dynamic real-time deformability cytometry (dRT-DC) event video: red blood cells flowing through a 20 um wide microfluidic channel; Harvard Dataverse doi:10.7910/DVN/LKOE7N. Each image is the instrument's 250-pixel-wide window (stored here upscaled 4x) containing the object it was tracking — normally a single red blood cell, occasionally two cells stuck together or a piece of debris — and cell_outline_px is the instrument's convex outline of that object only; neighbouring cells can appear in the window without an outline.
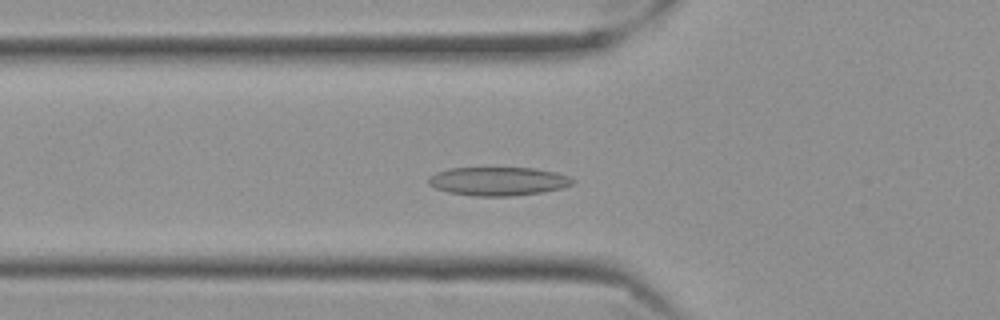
{"species": "Egyptian fruit bat (a non-hibernating species)", "species_latin": "Rousettus aegyptiacus", "temperature_condition": "cold", "stored_images_in_passage": 47, "camera_frame_rate_fps": 3000, "um_per_image_px": 0.085, "frame": {"image": 1, "passage_image": 10, "time_ms": 3.0, "image_size_px": [1000, 320], "cell_outline_px": [[576, 180], [572, 184], [560, 188], [540, 192], [512, 196], [476, 196], [448, 192], [436, 188], [428, 184], [428, 176], [436, 172], [452, 168], [532, 168], [556, 172], [568, 176]], "centroid_in_image_um": [42.32, 15.4], "position_along_channel_um": 83.5, "area_um2": 23.87}}
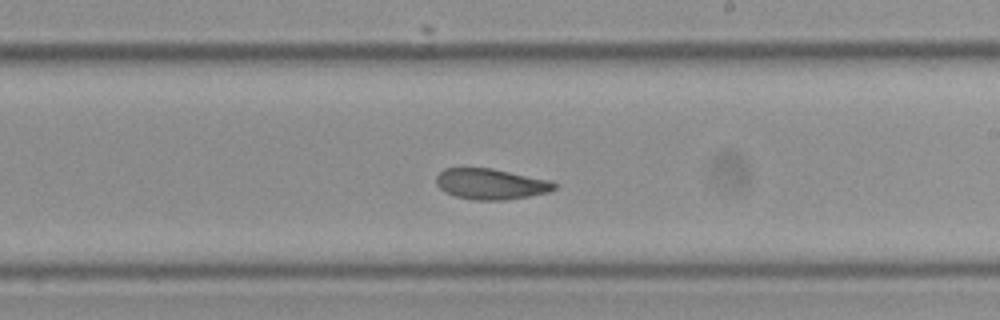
{"frame": {"image": 2, "passage_image": 24, "time_ms": 7.667, "image_size_px": [1000, 320], "cell_outline_px": [[556, 188], [548, 192], [528, 196], [504, 200], [476, 200], [456, 196], [444, 192], [436, 184], [436, 176], [444, 168], [492, 168], [548, 180], [556, 184]], "centroid_in_image_um": [41.68, 15.64], "position_along_channel_um": 247.3, "area_um2": 20.98}}
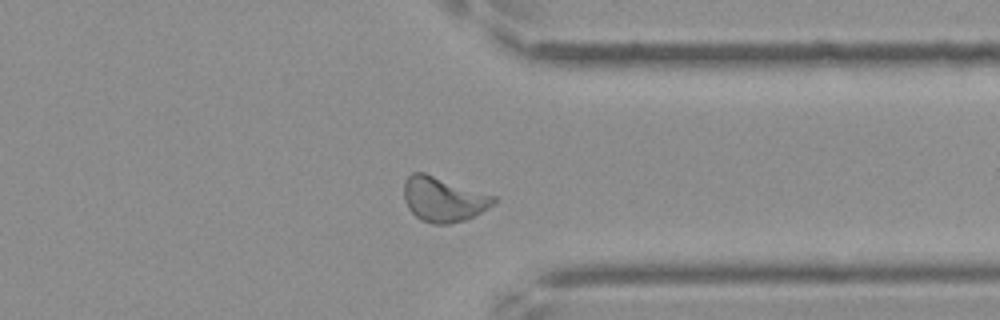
{"frame": {"image": 3, "passage_image": 35, "time_ms": 11.333, "image_size_px": [1000, 320], "cell_outline_px": [[496, 200], [488, 208], [464, 220], [448, 224], [432, 224], [420, 220], [408, 208], [404, 200], [404, 180], [412, 172], [424, 172], [496, 196]], "centroid_in_image_um": [37.65, 16.93], "position_along_channel_um": 373.8, "area_um2": 23.35}, "authors_computed_cell_mechanics": {"area_um2": 22.1374, "velocity_mm_per_s": 3.4975, "shape_relaxation_time_tau1_ms": null, "shape_relaxation_time_tau2_ms": 3.714, "deformation_change_tau1": null, "deformation_change_tau2": 0.0728}}